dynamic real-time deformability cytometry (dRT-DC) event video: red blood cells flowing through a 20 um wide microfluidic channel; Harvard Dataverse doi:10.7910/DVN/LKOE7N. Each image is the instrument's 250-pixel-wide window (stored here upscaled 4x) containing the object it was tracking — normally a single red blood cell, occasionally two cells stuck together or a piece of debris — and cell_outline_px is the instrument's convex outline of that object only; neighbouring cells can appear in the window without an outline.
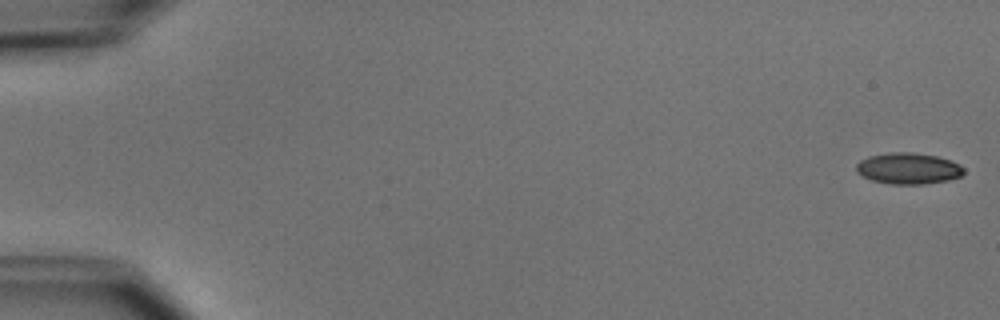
{"species": "common noctule bat (a hibernating species)", "species_latin": "Nyctalus noctula", "temperature_condition": "cold", "stored_images_in_passage": 3, "segment_of_instrument_passage": [2, 2], "camera_frame_rate_fps": 3000, "um_per_image_px": 0.085, "animal": {"sex": "male", "body_mass_g": 15.6}, "frame": {"image": 1, "passage_image": 3, "time_ms": 2.333, "image_size_px": [1000, 320], "cell_outline_px": [[964, 172], [960, 176], [948, 180], [924, 184], [892, 184], [872, 180], [856, 172], [856, 164], [860, 160], [868, 156], [892, 152], [912, 152], [936, 156], [952, 160], [960, 164], [964, 168]], "centroid_in_image_um": [77.21, 14.31], "position_along_channel_um": 7.8, "area_um2": 19.59}}